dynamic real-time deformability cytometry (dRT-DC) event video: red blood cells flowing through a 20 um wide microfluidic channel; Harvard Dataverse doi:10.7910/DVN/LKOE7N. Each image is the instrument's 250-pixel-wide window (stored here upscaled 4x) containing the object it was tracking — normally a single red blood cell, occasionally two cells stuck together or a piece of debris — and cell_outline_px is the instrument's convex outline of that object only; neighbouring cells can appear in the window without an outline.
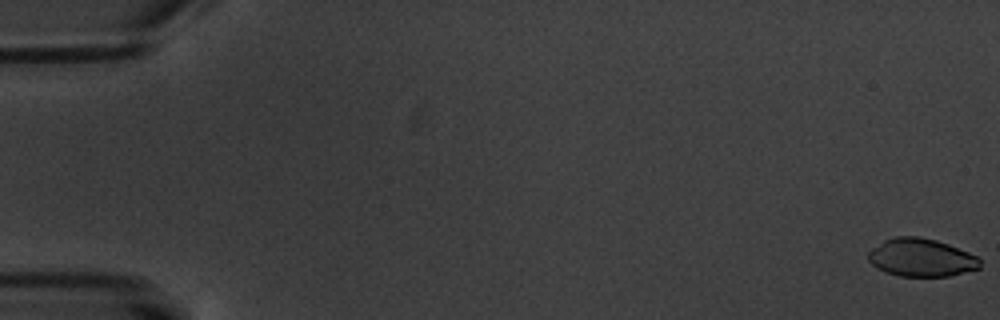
{"species": "common noctule bat (a hibernating species)", "species_latin": "Nyctalus noctula", "temperature_condition": "warm", "stored_images_in_passage": 2, "segment_of_instrument_passage": [2, 2], "camera_frame_rate_fps": 3000, "um_per_image_px": 0.085, "animal": {"sex": "male", "body_mass_g": 20.1, "forearm_length_mm": 53.5}, "frame": {"image": 1, "passage_image": 2, "time_ms": 1.333, "image_size_px": [1000, 320], "cell_outline_px": [[980, 268], [948, 276], [900, 276], [884, 272], [876, 268], [868, 260], [868, 252], [872, 248], [884, 240], [892, 236], [920, 236], [936, 240], [948, 244], [968, 252], [976, 256], [980, 260]], "centroid_in_image_um": [78.27, 21.89], "position_along_channel_um": 6.7, "area_um2": 24.8}}